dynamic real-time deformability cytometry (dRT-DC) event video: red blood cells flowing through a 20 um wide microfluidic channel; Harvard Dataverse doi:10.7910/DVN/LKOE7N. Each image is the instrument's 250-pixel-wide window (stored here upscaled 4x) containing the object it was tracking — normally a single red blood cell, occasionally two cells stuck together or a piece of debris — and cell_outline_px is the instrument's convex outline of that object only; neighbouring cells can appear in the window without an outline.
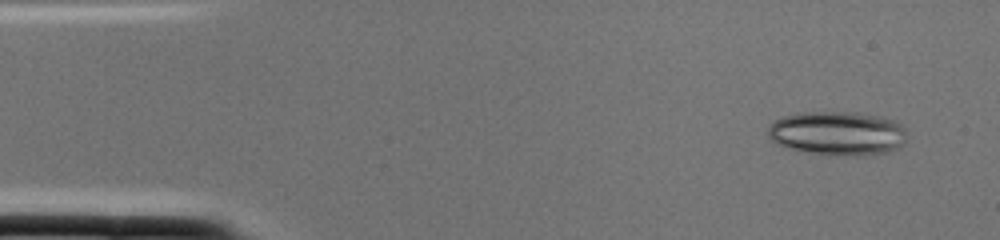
{"species": "common noctule bat (a hibernating species)", "species_latin": "Nyctalus noctula", "temperature_condition": "cold", "stored_images_in_passage": 2, "camera_frame_rate_fps": 3000, "um_per_image_px": 0.085, "animal": {"sex": "female", "body_mass_g": 22.0, "forearm_length_mm": 56.7}, "frame": {"image": 1, "passage_image": 1, "time_ms": 0.0, "image_size_px": [1000, 240], "cell_outline_px": [[908, 132], [904, 144], [900, 148], [888, 152], [864, 156], [856, 156], [812, 152], [792, 148], [776, 144], [768, 136], [768, 124], [780, 116], [800, 112], [860, 112], [892, 120], [900, 124]], "centroid_in_image_um": [71.21, 11.31], "position_along_channel_um": 13.8, "area_um2": 35.84}}
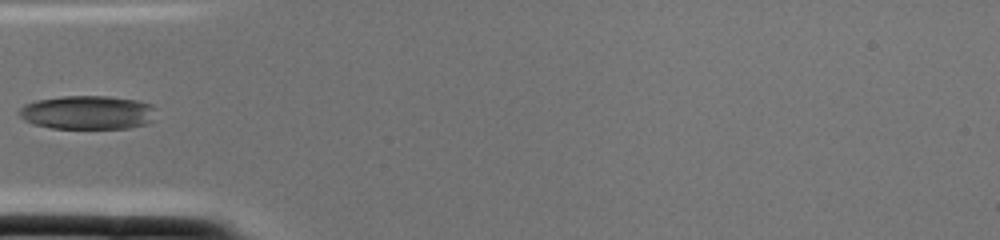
{"frame": {"image": 2, "passage_image": 2, "time_ms": 0.333, "image_size_px": [1000, 240], "cell_outline_px": [[156, 108], [148, 124], [128, 128], [52, 128], [32, 124], [24, 120], [16, 112], [24, 104], [36, 100], [64, 96], [108, 96], [136, 100], [152, 104]], "centroid_in_image_um": [7.41, 9.56], "position_along_channel_um": 77.6, "area_um2": 27.05}}